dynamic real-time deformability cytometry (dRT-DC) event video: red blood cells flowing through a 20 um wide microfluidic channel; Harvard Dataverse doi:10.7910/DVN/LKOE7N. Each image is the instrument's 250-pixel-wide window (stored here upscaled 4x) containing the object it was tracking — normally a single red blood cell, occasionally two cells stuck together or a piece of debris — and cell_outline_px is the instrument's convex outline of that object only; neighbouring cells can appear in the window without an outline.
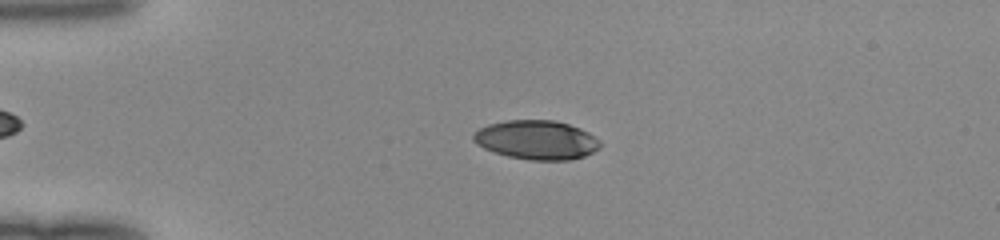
{"species": "human", "species_latin": "Homo sapiens", "temperature_condition": "room temperature", "stored_images_in_passage": 49, "camera_frame_rate_fps": 3000, "um_per_image_px": 0.085, "donor": {"sex": "female"}, "frame": {"image": 1, "passage_image": 12, "time_ms": 3.667, "image_size_px": [1000, 240], "cell_outline_px": [[600, 148], [584, 156], [572, 160], [528, 160], [508, 156], [484, 148], [476, 144], [472, 140], [472, 132], [488, 124], [508, 120], [556, 120], [580, 128], [588, 132], [600, 140]], "centroid_in_image_um": [45.6, 11.89], "position_along_channel_um": 39.4, "area_um2": 29.02}}
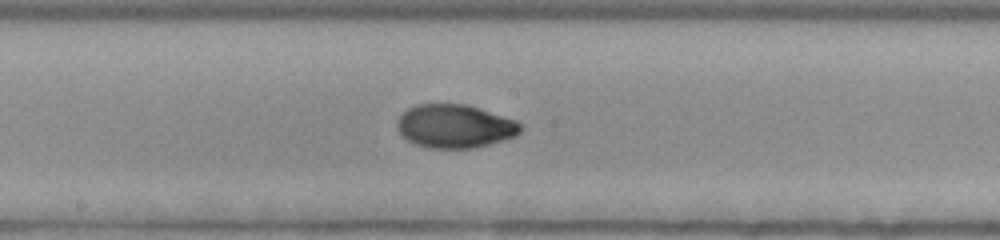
{"frame": {"image": 2, "passage_image": 27, "time_ms": 8.667, "image_size_px": [1000, 240], "cell_outline_px": [[520, 132], [516, 136], [476, 148], [428, 148], [412, 144], [396, 128], [396, 120], [408, 108], [416, 104], [464, 104], [516, 120], [520, 124]], "centroid_in_image_um": [38.62, 10.74], "position_along_channel_um": 209.6, "area_um2": 31.15}}
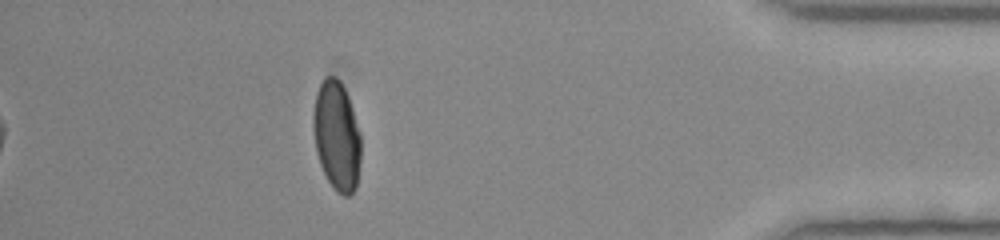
{"frame": {"image": 3, "passage_image": 44, "time_ms": 14.333, "image_size_px": [1000, 240], "cell_outline_px": [[360, 160], [356, 188], [348, 196], [344, 196], [336, 192], [328, 180], [320, 164], [316, 152], [312, 124], [312, 112], [316, 92], [324, 76], [336, 76], [340, 80], [348, 96], [360, 132]], "centroid_in_image_um": [28.6, 11.52], "position_along_channel_um": 406.6, "area_um2": 30.63}}